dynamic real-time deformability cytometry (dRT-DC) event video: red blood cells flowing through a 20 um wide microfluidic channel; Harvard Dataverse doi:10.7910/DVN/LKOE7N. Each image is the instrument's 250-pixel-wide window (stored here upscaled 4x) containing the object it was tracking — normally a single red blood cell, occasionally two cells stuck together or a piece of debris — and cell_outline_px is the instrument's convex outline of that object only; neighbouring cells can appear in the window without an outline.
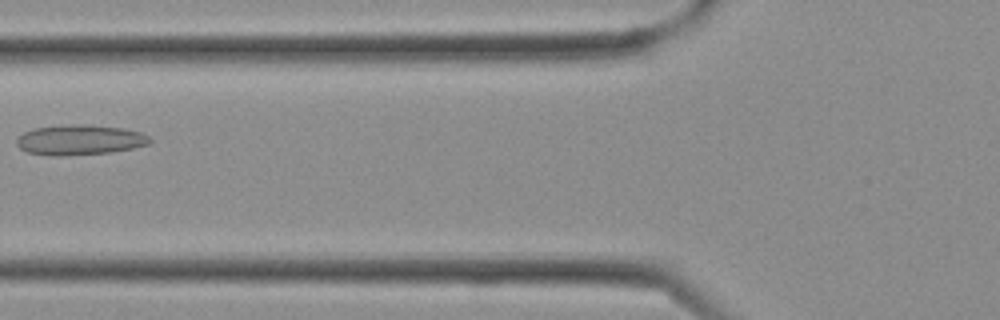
{"species": "Egyptian fruit bat (a non-hibernating species)", "species_latin": "Rousettus aegyptiacus", "temperature_condition": "cold", "stored_images_in_passage": 4, "camera_frame_rate_fps": 3000, "um_per_image_px": 0.085, "frame": {"image": 1, "passage_image": 4, "time_ms": 1.0, "image_size_px": [1000, 320], "cell_outline_px": [[152, 140], [148, 144], [132, 148], [112, 152], [64, 156], [52, 156], [28, 152], [20, 148], [16, 144], [16, 140], [24, 132], [32, 128], [76, 124], [84, 124], [120, 128], [140, 132], [148, 136]], "centroid_in_image_um": [6.76, 11.9], "position_along_channel_um": 119.0, "area_um2": 23.29}}